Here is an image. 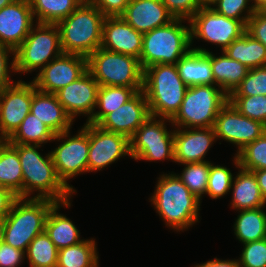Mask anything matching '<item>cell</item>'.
Here are the masks:
<instances>
[{
    "label": "cell",
    "instance_id": "db71d44e",
    "mask_svg": "<svg viewBox=\"0 0 266 267\" xmlns=\"http://www.w3.org/2000/svg\"><path fill=\"white\" fill-rule=\"evenodd\" d=\"M217 0H198L201 7H211Z\"/></svg>",
    "mask_w": 266,
    "mask_h": 267
},
{
    "label": "cell",
    "instance_id": "ba28073f",
    "mask_svg": "<svg viewBox=\"0 0 266 267\" xmlns=\"http://www.w3.org/2000/svg\"><path fill=\"white\" fill-rule=\"evenodd\" d=\"M87 70L100 86L143 90L144 70L135 57L100 47L87 58Z\"/></svg>",
    "mask_w": 266,
    "mask_h": 267
},
{
    "label": "cell",
    "instance_id": "1f68e13d",
    "mask_svg": "<svg viewBox=\"0 0 266 267\" xmlns=\"http://www.w3.org/2000/svg\"><path fill=\"white\" fill-rule=\"evenodd\" d=\"M55 133L36 118L32 113L27 114L16 131L7 139L11 144L41 145L51 142Z\"/></svg>",
    "mask_w": 266,
    "mask_h": 267
},
{
    "label": "cell",
    "instance_id": "8992f818",
    "mask_svg": "<svg viewBox=\"0 0 266 267\" xmlns=\"http://www.w3.org/2000/svg\"><path fill=\"white\" fill-rule=\"evenodd\" d=\"M175 18L169 24L143 33L140 64L142 69L154 64H176L191 50L190 24ZM184 23V24H182Z\"/></svg>",
    "mask_w": 266,
    "mask_h": 267
},
{
    "label": "cell",
    "instance_id": "2e32d148",
    "mask_svg": "<svg viewBox=\"0 0 266 267\" xmlns=\"http://www.w3.org/2000/svg\"><path fill=\"white\" fill-rule=\"evenodd\" d=\"M130 156V139L89 123L88 172L104 169L123 156Z\"/></svg>",
    "mask_w": 266,
    "mask_h": 267
},
{
    "label": "cell",
    "instance_id": "d4e9b609",
    "mask_svg": "<svg viewBox=\"0 0 266 267\" xmlns=\"http://www.w3.org/2000/svg\"><path fill=\"white\" fill-rule=\"evenodd\" d=\"M175 65L179 76L188 87L214 85L208 49L191 48Z\"/></svg>",
    "mask_w": 266,
    "mask_h": 267
},
{
    "label": "cell",
    "instance_id": "e0dca14e",
    "mask_svg": "<svg viewBox=\"0 0 266 267\" xmlns=\"http://www.w3.org/2000/svg\"><path fill=\"white\" fill-rule=\"evenodd\" d=\"M99 87L98 82L87 70L80 78L55 94L73 121L83 114L87 116L88 122L96 110Z\"/></svg>",
    "mask_w": 266,
    "mask_h": 267
},
{
    "label": "cell",
    "instance_id": "6da1fadb",
    "mask_svg": "<svg viewBox=\"0 0 266 267\" xmlns=\"http://www.w3.org/2000/svg\"><path fill=\"white\" fill-rule=\"evenodd\" d=\"M149 198L165 226L182 232L199 222L200 203L176 173H163Z\"/></svg>",
    "mask_w": 266,
    "mask_h": 267
},
{
    "label": "cell",
    "instance_id": "5bb4252c",
    "mask_svg": "<svg viewBox=\"0 0 266 267\" xmlns=\"http://www.w3.org/2000/svg\"><path fill=\"white\" fill-rule=\"evenodd\" d=\"M87 71V57L78 54H62L43 67L32 80L37 90L57 93L76 81Z\"/></svg>",
    "mask_w": 266,
    "mask_h": 267
},
{
    "label": "cell",
    "instance_id": "11a10c76",
    "mask_svg": "<svg viewBox=\"0 0 266 267\" xmlns=\"http://www.w3.org/2000/svg\"><path fill=\"white\" fill-rule=\"evenodd\" d=\"M14 0H0V9L11 4Z\"/></svg>",
    "mask_w": 266,
    "mask_h": 267
},
{
    "label": "cell",
    "instance_id": "9a60e30c",
    "mask_svg": "<svg viewBox=\"0 0 266 267\" xmlns=\"http://www.w3.org/2000/svg\"><path fill=\"white\" fill-rule=\"evenodd\" d=\"M32 103V81H15L0 91V138L7 140L20 126Z\"/></svg>",
    "mask_w": 266,
    "mask_h": 267
},
{
    "label": "cell",
    "instance_id": "83f0119b",
    "mask_svg": "<svg viewBox=\"0 0 266 267\" xmlns=\"http://www.w3.org/2000/svg\"><path fill=\"white\" fill-rule=\"evenodd\" d=\"M0 185L23 198V171L18 151L7 140L0 142Z\"/></svg>",
    "mask_w": 266,
    "mask_h": 267
},
{
    "label": "cell",
    "instance_id": "f5cc1de1",
    "mask_svg": "<svg viewBox=\"0 0 266 267\" xmlns=\"http://www.w3.org/2000/svg\"><path fill=\"white\" fill-rule=\"evenodd\" d=\"M5 218L0 217V243L4 240Z\"/></svg>",
    "mask_w": 266,
    "mask_h": 267
},
{
    "label": "cell",
    "instance_id": "8d00e7d4",
    "mask_svg": "<svg viewBox=\"0 0 266 267\" xmlns=\"http://www.w3.org/2000/svg\"><path fill=\"white\" fill-rule=\"evenodd\" d=\"M239 167L247 171L266 169V131L235 154Z\"/></svg>",
    "mask_w": 266,
    "mask_h": 267
},
{
    "label": "cell",
    "instance_id": "4dcf8cb0",
    "mask_svg": "<svg viewBox=\"0 0 266 267\" xmlns=\"http://www.w3.org/2000/svg\"><path fill=\"white\" fill-rule=\"evenodd\" d=\"M95 240L84 239L76 245L58 250L56 267H98L99 256Z\"/></svg>",
    "mask_w": 266,
    "mask_h": 267
},
{
    "label": "cell",
    "instance_id": "74e56055",
    "mask_svg": "<svg viewBox=\"0 0 266 267\" xmlns=\"http://www.w3.org/2000/svg\"><path fill=\"white\" fill-rule=\"evenodd\" d=\"M229 101L243 116L266 126V96H229Z\"/></svg>",
    "mask_w": 266,
    "mask_h": 267
},
{
    "label": "cell",
    "instance_id": "d6a6232c",
    "mask_svg": "<svg viewBox=\"0 0 266 267\" xmlns=\"http://www.w3.org/2000/svg\"><path fill=\"white\" fill-rule=\"evenodd\" d=\"M36 23L58 24L84 0H29Z\"/></svg>",
    "mask_w": 266,
    "mask_h": 267
},
{
    "label": "cell",
    "instance_id": "ac0fdd59",
    "mask_svg": "<svg viewBox=\"0 0 266 267\" xmlns=\"http://www.w3.org/2000/svg\"><path fill=\"white\" fill-rule=\"evenodd\" d=\"M36 21L29 0H14L0 9V43L14 51L22 44Z\"/></svg>",
    "mask_w": 266,
    "mask_h": 267
},
{
    "label": "cell",
    "instance_id": "4316f807",
    "mask_svg": "<svg viewBox=\"0 0 266 267\" xmlns=\"http://www.w3.org/2000/svg\"><path fill=\"white\" fill-rule=\"evenodd\" d=\"M221 53L222 55L215 56L213 52H210L214 85L230 96L246 77L249 69L228 57L223 51Z\"/></svg>",
    "mask_w": 266,
    "mask_h": 267
},
{
    "label": "cell",
    "instance_id": "7c38bea8",
    "mask_svg": "<svg viewBox=\"0 0 266 267\" xmlns=\"http://www.w3.org/2000/svg\"><path fill=\"white\" fill-rule=\"evenodd\" d=\"M188 23L191 46L196 38L218 45L222 51L246 32V24L242 20L228 18L215 12L211 7H201Z\"/></svg>",
    "mask_w": 266,
    "mask_h": 267
},
{
    "label": "cell",
    "instance_id": "7a4b0ae2",
    "mask_svg": "<svg viewBox=\"0 0 266 267\" xmlns=\"http://www.w3.org/2000/svg\"><path fill=\"white\" fill-rule=\"evenodd\" d=\"M18 151L23 171V198H48L55 202L70 200L73 191L58 177L50 152L37 151L41 145L12 144ZM32 193V194H31Z\"/></svg>",
    "mask_w": 266,
    "mask_h": 267
},
{
    "label": "cell",
    "instance_id": "484cf974",
    "mask_svg": "<svg viewBox=\"0 0 266 267\" xmlns=\"http://www.w3.org/2000/svg\"><path fill=\"white\" fill-rule=\"evenodd\" d=\"M70 201L57 202L50 209L45 223V232L58 250L76 245L84 240L81 239L80 232L71 219L59 212L61 207L69 208Z\"/></svg>",
    "mask_w": 266,
    "mask_h": 267
},
{
    "label": "cell",
    "instance_id": "ab89813d",
    "mask_svg": "<svg viewBox=\"0 0 266 267\" xmlns=\"http://www.w3.org/2000/svg\"><path fill=\"white\" fill-rule=\"evenodd\" d=\"M266 96V66L249 69L246 77L230 96Z\"/></svg>",
    "mask_w": 266,
    "mask_h": 267
},
{
    "label": "cell",
    "instance_id": "ffe728a7",
    "mask_svg": "<svg viewBox=\"0 0 266 267\" xmlns=\"http://www.w3.org/2000/svg\"><path fill=\"white\" fill-rule=\"evenodd\" d=\"M174 162L179 164L203 162L216 142L214 127L174 128Z\"/></svg>",
    "mask_w": 266,
    "mask_h": 267
},
{
    "label": "cell",
    "instance_id": "d6986e66",
    "mask_svg": "<svg viewBox=\"0 0 266 267\" xmlns=\"http://www.w3.org/2000/svg\"><path fill=\"white\" fill-rule=\"evenodd\" d=\"M149 116L146 96L141 90L125 104L107 114L97 125L103 130L121 134L131 139Z\"/></svg>",
    "mask_w": 266,
    "mask_h": 267
},
{
    "label": "cell",
    "instance_id": "ee69618b",
    "mask_svg": "<svg viewBox=\"0 0 266 267\" xmlns=\"http://www.w3.org/2000/svg\"><path fill=\"white\" fill-rule=\"evenodd\" d=\"M12 55L11 62L9 57ZM11 72L15 74L14 50L0 43V91L14 84V81L10 78Z\"/></svg>",
    "mask_w": 266,
    "mask_h": 267
},
{
    "label": "cell",
    "instance_id": "44dd1931",
    "mask_svg": "<svg viewBox=\"0 0 266 267\" xmlns=\"http://www.w3.org/2000/svg\"><path fill=\"white\" fill-rule=\"evenodd\" d=\"M143 33L135 30L121 16L106 17L101 47L140 59Z\"/></svg>",
    "mask_w": 266,
    "mask_h": 267
},
{
    "label": "cell",
    "instance_id": "7bdbcfd3",
    "mask_svg": "<svg viewBox=\"0 0 266 267\" xmlns=\"http://www.w3.org/2000/svg\"><path fill=\"white\" fill-rule=\"evenodd\" d=\"M174 18L189 20L200 8L198 0H161Z\"/></svg>",
    "mask_w": 266,
    "mask_h": 267
},
{
    "label": "cell",
    "instance_id": "f35d334b",
    "mask_svg": "<svg viewBox=\"0 0 266 267\" xmlns=\"http://www.w3.org/2000/svg\"><path fill=\"white\" fill-rule=\"evenodd\" d=\"M233 176L234 174L229 168L218 164L214 165L210 161L206 194L212 199H218L228 194L231 191Z\"/></svg>",
    "mask_w": 266,
    "mask_h": 267
},
{
    "label": "cell",
    "instance_id": "603a6c76",
    "mask_svg": "<svg viewBox=\"0 0 266 267\" xmlns=\"http://www.w3.org/2000/svg\"><path fill=\"white\" fill-rule=\"evenodd\" d=\"M30 113L34 114L55 134L70 130L74 122L58 101L56 94L37 90L33 82Z\"/></svg>",
    "mask_w": 266,
    "mask_h": 267
},
{
    "label": "cell",
    "instance_id": "f546056e",
    "mask_svg": "<svg viewBox=\"0 0 266 267\" xmlns=\"http://www.w3.org/2000/svg\"><path fill=\"white\" fill-rule=\"evenodd\" d=\"M265 207L238 211L234 235L242 244L266 238Z\"/></svg>",
    "mask_w": 266,
    "mask_h": 267
},
{
    "label": "cell",
    "instance_id": "9c48e42d",
    "mask_svg": "<svg viewBox=\"0 0 266 267\" xmlns=\"http://www.w3.org/2000/svg\"><path fill=\"white\" fill-rule=\"evenodd\" d=\"M62 54L58 25L36 23L14 51L15 73L40 71Z\"/></svg>",
    "mask_w": 266,
    "mask_h": 267
},
{
    "label": "cell",
    "instance_id": "4fadbf2b",
    "mask_svg": "<svg viewBox=\"0 0 266 267\" xmlns=\"http://www.w3.org/2000/svg\"><path fill=\"white\" fill-rule=\"evenodd\" d=\"M216 140L223 139L237 146L236 154L247 144L259 138L266 126L259 121L243 116L228 101L219 111L214 124Z\"/></svg>",
    "mask_w": 266,
    "mask_h": 267
},
{
    "label": "cell",
    "instance_id": "c3c4849f",
    "mask_svg": "<svg viewBox=\"0 0 266 267\" xmlns=\"http://www.w3.org/2000/svg\"><path fill=\"white\" fill-rule=\"evenodd\" d=\"M18 198L11 190L2 188L0 190V217L5 218Z\"/></svg>",
    "mask_w": 266,
    "mask_h": 267
},
{
    "label": "cell",
    "instance_id": "3957f363",
    "mask_svg": "<svg viewBox=\"0 0 266 267\" xmlns=\"http://www.w3.org/2000/svg\"><path fill=\"white\" fill-rule=\"evenodd\" d=\"M105 18L97 7L84 0L68 17L57 24L63 53L88 58L101 47Z\"/></svg>",
    "mask_w": 266,
    "mask_h": 267
},
{
    "label": "cell",
    "instance_id": "7402d4cb",
    "mask_svg": "<svg viewBox=\"0 0 266 267\" xmlns=\"http://www.w3.org/2000/svg\"><path fill=\"white\" fill-rule=\"evenodd\" d=\"M121 17L141 33L165 26L175 19L161 0H129Z\"/></svg>",
    "mask_w": 266,
    "mask_h": 267
},
{
    "label": "cell",
    "instance_id": "f1b7e54d",
    "mask_svg": "<svg viewBox=\"0 0 266 267\" xmlns=\"http://www.w3.org/2000/svg\"><path fill=\"white\" fill-rule=\"evenodd\" d=\"M248 69L266 66V46L245 32L223 51Z\"/></svg>",
    "mask_w": 266,
    "mask_h": 267
},
{
    "label": "cell",
    "instance_id": "836d02e7",
    "mask_svg": "<svg viewBox=\"0 0 266 267\" xmlns=\"http://www.w3.org/2000/svg\"><path fill=\"white\" fill-rule=\"evenodd\" d=\"M136 93L134 88L129 87L100 86L96 105L99 110L94 111L87 123L97 125L107 114L125 104Z\"/></svg>",
    "mask_w": 266,
    "mask_h": 267
},
{
    "label": "cell",
    "instance_id": "bcb514c9",
    "mask_svg": "<svg viewBox=\"0 0 266 267\" xmlns=\"http://www.w3.org/2000/svg\"><path fill=\"white\" fill-rule=\"evenodd\" d=\"M25 252L6 244L0 243V267H18L24 262Z\"/></svg>",
    "mask_w": 266,
    "mask_h": 267
},
{
    "label": "cell",
    "instance_id": "52a82bcc",
    "mask_svg": "<svg viewBox=\"0 0 266 267\" xmlns=\"http://www.w3.org/2000/svg\"><path fill=\"white\" fill-rule=\"evenodd\" d=\"M228 101L229 96L217 85L188 87L179 110L170 119L171 125L174 128L214 127L219 111Z\"/></svg>",
    "mask_w": 266,
    "mask_h": 267
},
{
    "label": "cell",
    "instance_id": "277c9868",
    "mask_svg": "<svg viewBox=\"0 0 266 267\" xmlns=\"http://www.w3.org/2000/svg\"><path fill=\"white\" fill-rule=\"evenodd\" d=\"M187 89L175 64H154L144 69L143 92L152 116L171 119Z\"/></svg>",
    "mask_w": 266,
    "mask_h": 267
},
{
    "label": "cell",
    "instance_id": "8fae6325",
    "mask_svg": "<svg viewBox=\"0 0 266 267\" xmlns=\"http://www.w3.org/2000/svg\"><path fill=\"white\" fill-rule=\"evenodd\" d=\"M70 133L67 130L55 135L52 141L62 143L50 154L58 177L75 193L76 190L67 181L76 175L88 173L89 123H84L76 135L71 136Z\"/></svg>",
    "mask_w": 266,
    "mask_h": 267
},
{
    "label": "cell",
    "instance_id": "816d5d0a",
    "mask_svg": "<svg viewBox=\"0 0 266 267\" xmlns=\"http://www.w3.org/2000/svg\"><path fill=\"white\" fill-rule=\"evenodd\" d=\"M251 2L255 11H264L266 9V0H251Z\"/></svg>",
    "mask_w": 266,
    "mask_h": 267
},
{
    "label": "cell",
    "instance_id": "b9f144b4",
    "mask_svg": "<svg viewBox=\"0 0 266 267\" xmlns=\"http://www.w3.org/2000/svg\"><path fill=\"white\" fill-rule=\"evenodd\" d=\"M240 267H266V238L243 244Z\"/></svg>",
    "mask_w": 266,
    "mask_h": 267
},
{
    "label": "cell",
    "instance_id": "f6af8a7d",
    "mask_svg": "<svg viewBox=\"0 0 266 267\" xmlns=\"http://www.w3.org/2000/svg\"><path fill=\"white\" fill-rule=\"evenodd\" d=\"M246 32L266 46V12L255 11L248 19Z\"/></svg>",
    "mask_w": 266,
    "mask_h": 267
},
{
    "label": "cell",
    "instance_id": "30bf717a",
    "mask_svg": "<svg viewBox=\"0 0 266 267\" xmlns=\"http://www.w3.org/2000/svg\"><path fill=\"white\" fill-rule=\"evenodd\" d=\"M158 118V119H157ZM169 118L150 115L130 139V154L135 161L174 160V129L167 130Z\"/></svg>",
    "mask_w": 266,
    "mask_h": 267
},
{
    "label": "cell",
    "instance_id": "60d3db41",
    "mask_svg": "<svg viewBox=\"0 0 266 267\" xmlns=\"http://www.w3.org/2000/svg\"><path fill=\"white\" fill-rule=\"evenodd\" d=\"M251 0H217L211 8L228 18L242 20L247 24L248 19L255 12ZM247 13V14H246Z\"/></svg>",
    "mask_w": 266,
    "mask_h": 267
},
{
    "label": "cell",
    "instance_id": "7dc6e473",
    "mask_svg": "<svg viewBox=\"0 0 266 267\" xmlns=\"http://www.w3.org/2000/svg\"><path fill=\"white\" fill-rule=\"evenodd\" d=\"M97 7L105 17L121 16L129 0H86Z\"/></svg>",
    "mask_w": 266,
    "mask_h": 267
},
{
    "label": "cell",
    "instance_id": "e575fe53",
    "mask_svg": "<svg viewBox=\"0 0 266 267\" xmlns=\"http://www.w3.org/2000/svg\"><path fill=\"white\" fill-rule=\"evenodd\" d=\"M30 267H56L58 249L44 231L37 235L25 251Z\"/></svg>",
    "mask_w": 266,
    "mask_h": 267
},
{
    "label": "cell",
    "instance_id": "d590c367",
    "mask_svg": "<svg viewBox=\"0 0 266 267\" xmlns=\"http://www.w3.org/2000/svg\"><path fill=\"white\" fill-rule=\"evenodd\" d=\"M185 166L182 173L176 174L179 179L188 187L190 192L199 200L206 194L209 178L210 161L182 164Z\"/></svg>",
    "mask_w": 266,
    "mask_h": 267
},
{
    "label": "cell",
    "instance_id": "cb8c5ba5",
    "mask_svg": "<svg viewBox=\"0 0 266 267\" xmlns=\"http://www.w3.org/2000/svg\"><path fill=\"white\" fill-rule=\"evenodd\" d=\"M233 157V165H235L239 171L232 180L231 208L240 211L265 207L266 200L260 192L254 173L240 168L237 156L235 155Z\"/></svg>",
    "mask_w": 266,
    "mask_h": 267
},
{
    "label": "cell",
    "instance_id": "5b68a950",
    "mask_svg": "<svg viewBox=\"0 0 266 267\" xmlns=\"http://www.w3.org/2000/svg\"><path fill=\"white\" fill-rule=\"evenodd\" d=\"M56 203L48 198L18 197L5 217L3 241L25 252L30 242L45 231L48 214Z\"/></svg>",
    "mask_w": 266,
    "mask_h": 267
},
{
    "label": "cell",
    "instance_id": "f907efd6",
    "mask_svg": "<svg viewBox=\"0 0 266 267\" xmlns=\"http://www.w3.org/2000/svg\"><path fill=\"white\" fill-rule=\"evenodd\" d=\"M257 179L260 192L266 200V169L252 171Z\"/></svg>",
    "mask_w": 266,
    "mask_h": 267
},
{
    "label": "cell",
    "instance_id": "681fc988",
    "mask_svg": "<svg viewBox=\"0 0 266 267\" xmlns=\"http://www.w3.org/2000/svg\"><path fill=\"white\" fill-rule=\"evenodd\" d=\"M194 267H240L238 259L222 260L219 258H214L213 260L206 261L201 264H196Z\"/></svg>",
    "mask_w": 266,
    "mask_h": 267
}]
</instances>
